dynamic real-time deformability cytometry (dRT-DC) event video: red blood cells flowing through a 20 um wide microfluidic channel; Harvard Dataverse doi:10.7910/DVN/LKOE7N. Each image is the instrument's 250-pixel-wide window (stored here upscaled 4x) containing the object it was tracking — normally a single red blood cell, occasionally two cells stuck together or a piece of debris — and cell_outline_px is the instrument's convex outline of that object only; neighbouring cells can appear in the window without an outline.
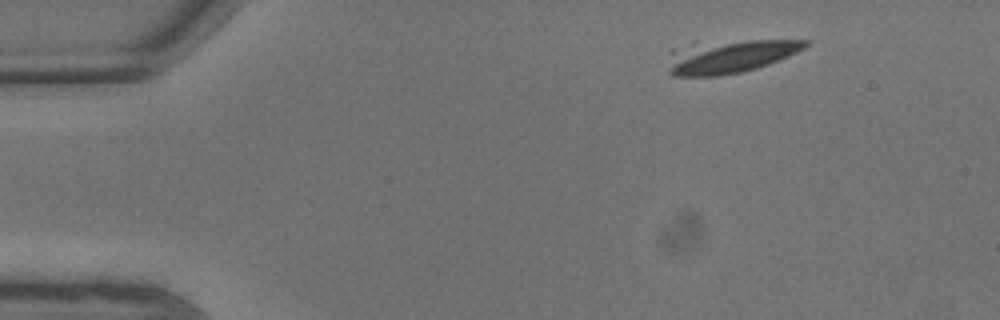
{"species": "common noctule bat (a hibernating species)", "species_latin": "Nyctalus noctula", "temperature_condition": "warm", "stored_images_in_passage": 7, "camera_frame_rate_fps": 3000, "um_per_image_px": 0.085, "animal": {"sex": "male", "body_mass_g": 13.3}, "frame": {"image": 1, "passage_image": 1, "time_ms": 0.0, "image_size_px": [1000, 320], "cell_outline_px": [[808, 44], [804, 48], [780, 60], [756, 68], [740, 72], [720, 76], [672, 76], [668, 72], [668, 52], [672, 48], [692, 44], [748, 40], [808, 40]], "centroid_in_image_um": [61.95, 4.81], "position_along_channel_um": 23.1, "area_um2": 26.65}}
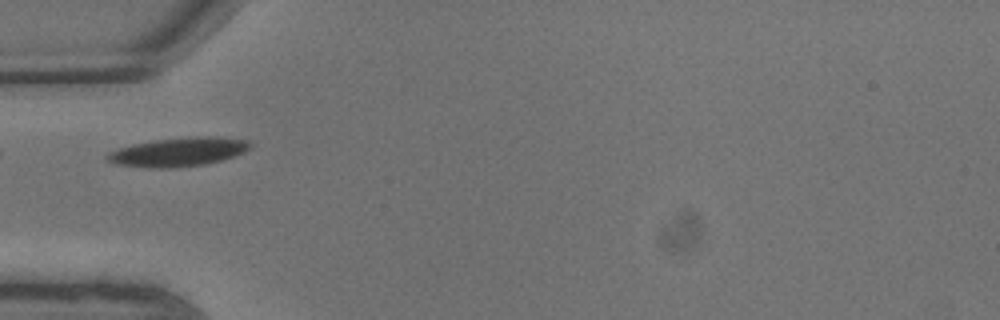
{"frame": {"image": 2, "passage_image": 5, "time_ms": 1.333, "image_size_px": [1000, 320], "cell_outline_px": [[252, 148], [236, 156], [204, 164], [176, 168], [148, 168], [116, 164], [108, 160], [104, 156], [108, 152], [132, 144], [156, 140], [196, 136], [216, 136], [248, 140], [252, 144]], "centroid_in_image_um": [15.19, 12.91], "position_along_channel_um": 69.8, "area_um2": 24.16}}
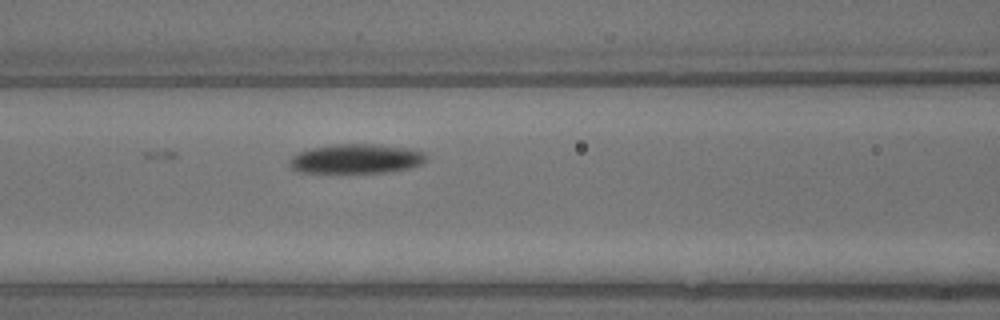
{"frame": {"image": 3, "passage_image": 7, "time_ms": 2.0, "image_size_px": [1000, 320], "cell_outline_px": [[428, 160], [424, 164], [408, 168], [388, 172], [296, 172], [288, 164], [288, 160], [292, 156], [300, 152], [312, 148], [332, 144], [376, 144], [408, 148], [424, 152], [428, 156]], "centroid_in_image_um": [30.31, 13.49], "position_along_channel_um": 136.3, "area_um2": 23.58}}